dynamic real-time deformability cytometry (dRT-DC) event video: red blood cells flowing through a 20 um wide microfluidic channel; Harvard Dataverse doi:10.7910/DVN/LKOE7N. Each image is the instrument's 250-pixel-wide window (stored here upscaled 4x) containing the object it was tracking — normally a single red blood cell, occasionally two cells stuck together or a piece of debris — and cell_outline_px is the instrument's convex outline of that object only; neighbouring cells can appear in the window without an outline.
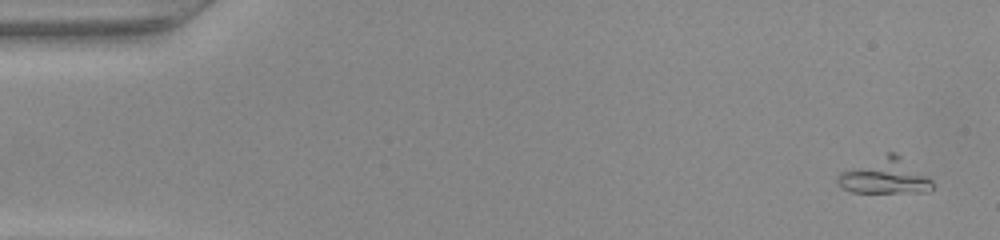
{"species": "common noctule bat (a hibernating species)", "species_latin": "Nyctalus noctula", "temperature_condition": "warm", "stored_images_in_passage": 14, "camera_frame_rate_fps": 3000, "um_per_image_px": 0.085, "animal": {"sex": "female", "body_mass_g": 22.0, "forearm_length_mm": 56.7}, "frame": {"image": 1, "passage_image": 1, "time_ms": 0.0, "image_size_px": [1000, 240], "cell_outline_px": [[932, 188], [928, 192], [852, 192], [840, 188], [836, 180], [836, 176], [840, 172], [888, 152], [896, 152], [932, 180]], "centroid_in_image_um": [75.18, 14.98], "position_along_channel_um": 9.8, "area_um2": 19.54}}
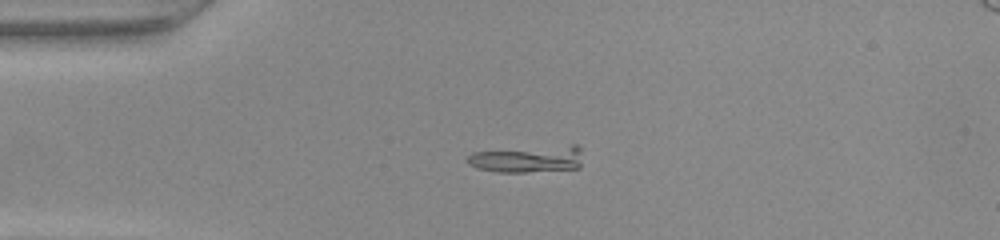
{"frame": {"image": 2, "passage_image": 11, "time_ms": 3.333, "image_size_px": [1000, 240], "cell_outline_px": [[580, 168], [524, 172], [496, 172], [476, 168], [468, 164], [468, 156], [472, 152], [572, 144], [576, 144], [580, 148]], "centroid_in_image_um": [44.85, 13.52], "position_along_channel_um": 40.1, "area_um2": 17.98}}